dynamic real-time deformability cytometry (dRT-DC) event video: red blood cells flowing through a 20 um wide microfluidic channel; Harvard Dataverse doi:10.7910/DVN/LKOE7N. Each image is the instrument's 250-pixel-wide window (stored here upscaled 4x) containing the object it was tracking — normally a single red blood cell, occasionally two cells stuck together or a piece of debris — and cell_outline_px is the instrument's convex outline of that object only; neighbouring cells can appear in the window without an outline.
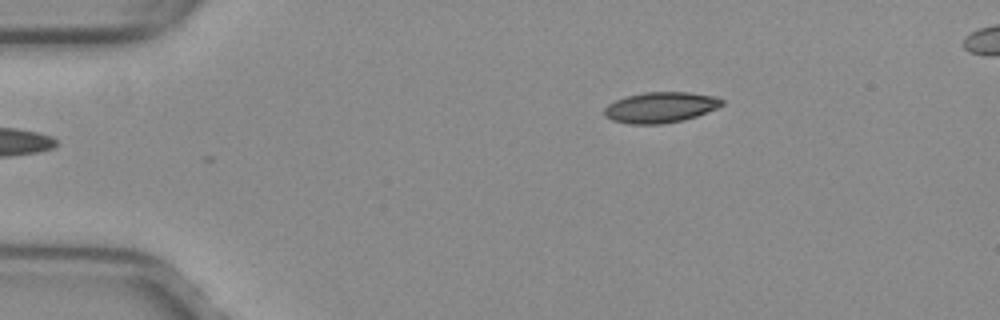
{"species": "common noctule bat (a hibernating species)", "species_latin": "Nyctalus noctula", "temperature_condition": "warm", "stored_images_in_passage": 43, "camera_frame_rate_fps": 3000, "um_per_image_px": 0.085, "animal": {"sex": "female", "body_mass_g": 29.2, "forearm_length_mm": 56.3}, "frame": {"image": 1, "passage_image": 1, "time_ms": 0.0, "image_size_px": [1000, 320], "cell_outline_px": [[724, 104], [716, 108], [696, 116], [680, 120], [660, 124], [628, 124], [612, 120], [604, 116], [604, 108], [608, 104], [616, 100], [628, 96], [644, 92], [688, 92], [712, 96], [724, 100]], "centroid_in_image_um": [56.1, 9.13], "position_along_channel_um": 28.9, "area_um2": 20.81}}
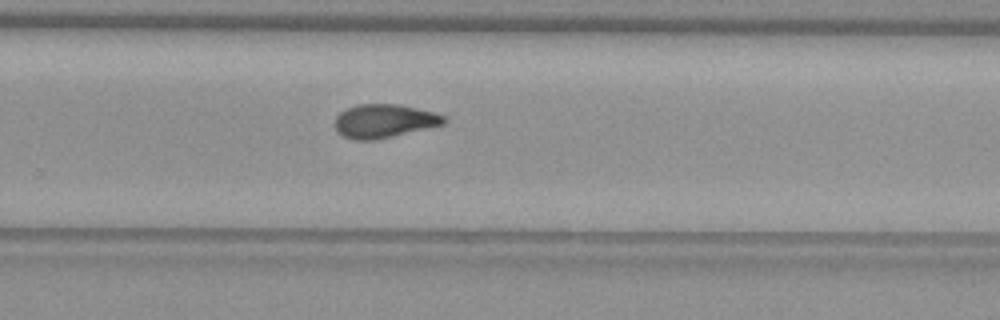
{"frame": {"image": 2, "passage_image": 26, "time_ms": 8.333, "image_size_px": [1000, 320], "cell_outline_px": [[444, 124], [376, 140], [356, 140], [344, 136], [336, 128], [336, 116], [340, 112], [356, 104], [400, 104], [432, 112], [444, 116]], "centroid_in_image_um": [32.63, 10.28], "position_along_channel_um": 297.2, "area_um2": 20.98}}
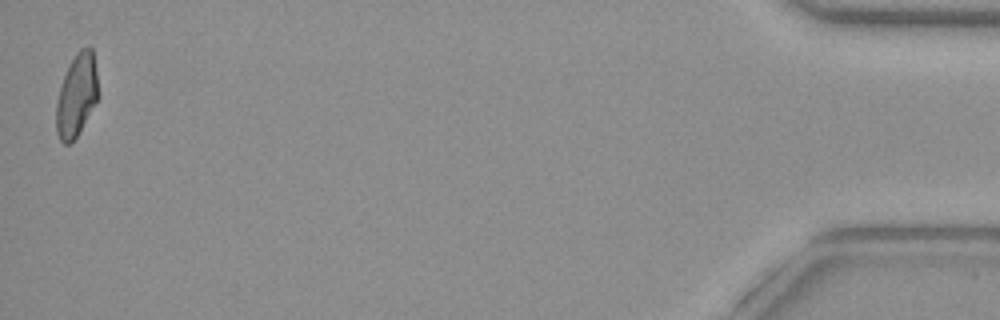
{"frame": {"image": 3, "passage_image": 43, "time_ms": 14.0, "image_size_px": [1000, 320], "cell_outline_px": [[100, 96], [80, 132], [68, 144], [64, 144], [60, 140], [56, 132], [56, 100], [64, 76], [76, 52], [80, 48], [88, 44], [92, 48]], "centroid_in_image_um": [6.53, 8.09], "position_along_channel_um": 428.7, "area_um2": 20.4}, "authors_computed_cell_mechanics": {"area_um2": 20.9814, "velocity_mm_per_s": 4.0124, "shape_relaxation_time_tau1_ms": null, "shape_relaxation_time_tau2_ms": 2.409, "deformation_change_tau1": null, "deformation_change_tau2": 0.0758}}